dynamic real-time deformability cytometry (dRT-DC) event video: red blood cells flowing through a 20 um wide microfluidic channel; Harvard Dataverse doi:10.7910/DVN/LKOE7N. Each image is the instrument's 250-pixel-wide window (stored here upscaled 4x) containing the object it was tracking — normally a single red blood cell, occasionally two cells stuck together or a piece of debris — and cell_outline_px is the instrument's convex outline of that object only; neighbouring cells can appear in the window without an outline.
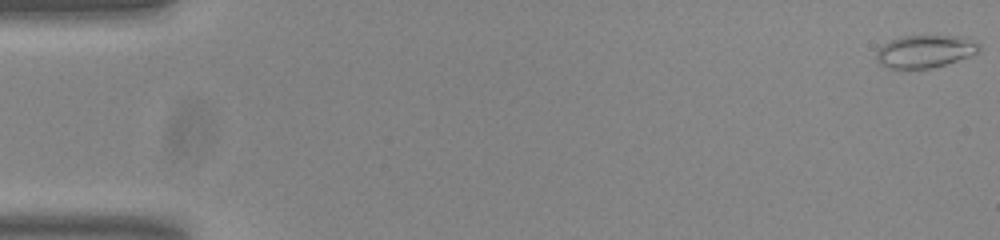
{"species": "common noctule bat (a hibernating species)", "species_latin": "Nyctalus noctula", "temperature_condition": "room temperature", "stored_images_in_passage": 55, "camera_frame_rate_fps": 3000, "um_per_image_px": 0.085, "animal": {"sex": "male", "body_mass_g": 20.0, "forearm_length_mm": 53.3}, "frame": {"image": 1, "passage_image": 1, "time_ms": 0.0, "image_size_px": [1000, 240], "cell_outline_px": [[980, 48], [976, 52], [968, 56], [932, 68], [888, 68], [880, 64], [876, 60], [876, 52], [884, 44], [900, 36], [968, 36], [980, 44]], "centroid_in_image_um": [78.63, 4.35], "position_along_channel_um": 6.4, "area_um2": 19.36}}
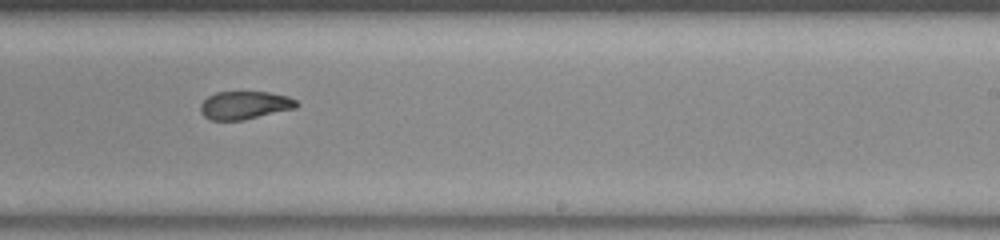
{"frame": {"image": 2, "passage_image": 34, "time_ms": 11.0, "image_size_px": [1000, 240], "cell_outline_px": [[300, 104], [296, 108], [244, 120], [212, 120], [204, 116], [200, 112], [200, 104], [208, 96], [216, 92], [268, 92], [288, 96], [296, 100]], "centroid_in_image_um": [20.81, 8.94], "position_along_channel_um": 268.2, "area_um2": 15.78}}
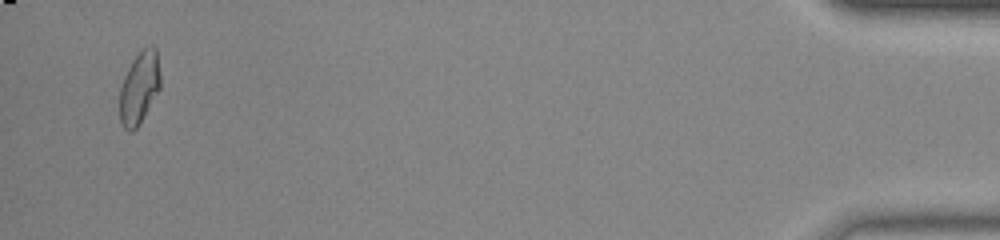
{"frame": {"image": 3, "passage_image": 53, "time_ms": 17.333, "image_size_px": [1000, 240], "cell_outline_px": [[160, 88], [136, 128], [132, 132], [128, 132], [124, 128], [120, 120], [120, 88], [124, 76], [132, 60], [144, 48], [156, 48], [160, 72]], "centroid_in_image_um": [11.83, 7.48], "position_along_channel_um": 423.4, "area_um2": 16.76}, "authors_computed_cell_mechanics": {"area_um2": 17.1088, "velocity_mm_per_s": 3.7853, "shape_relaxation_time_tau1_ms": null, "shape_relaxation_time_tau2_ms": 1.9695, "deformation_change_tau1": null, "deformation_change_tau2": 0.057}}